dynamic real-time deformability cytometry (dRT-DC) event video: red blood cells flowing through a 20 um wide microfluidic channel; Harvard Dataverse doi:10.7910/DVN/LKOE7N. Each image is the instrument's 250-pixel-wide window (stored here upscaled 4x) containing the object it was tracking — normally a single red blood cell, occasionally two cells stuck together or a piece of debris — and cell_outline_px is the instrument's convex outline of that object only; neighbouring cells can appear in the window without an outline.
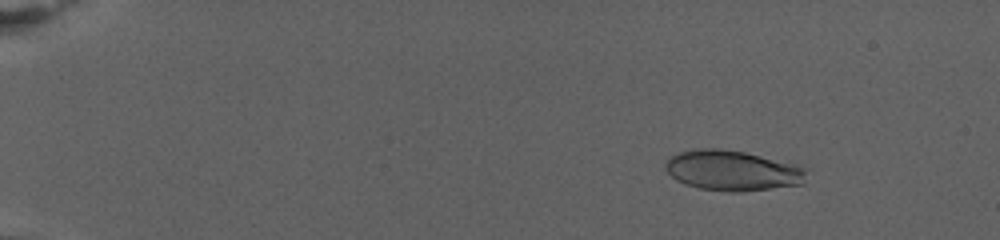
{"species": "human", "species_latin": "Homo sapiens", "temperature_condition": "warm", "stored_images_in_passage": 15, "camera_frame_rate_fps": 3000, "um_per_image_px": 0.085, "donor": {"sex": "female"}, "frame": {"image": 1, "passage_image": 3, "time_ms": 2.333, "image_size_px": [1000, 240], "cell_outline_px": [[808, 168], [804, 184], [740, 192], [728, 192], [700, 188], [684, 184], [676, 180], [664, 168], [664, 164], [672, 156], [680, 152], [696, 148], [716, 148], [744, 152], [796, 164]], "centroid_in_image_um": [62.28, 14.5], "position_along_channel_um": 22.7, "area_um2": 33.23}}
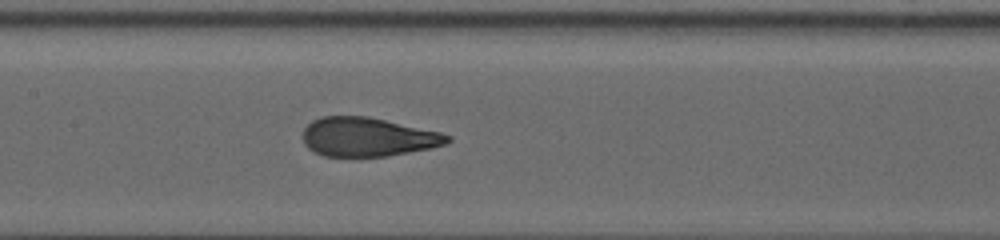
{"frame": {"image": 2, "passage_image": 12, "time_ms": 12.667, "image_size_px": [1000, 240], "cell_outline_px": [[452, 140], [448, 144], [432, 148], [388, 156], [324, 156], [308, 148], [304, 144], [304, 128], [312, 120], [320, 116], [368, 116], [440, 132], [452, 136]], "centroid_in_image_um": [31.29, 11.64], "position_along_channel_um": 176.1, "area_um2": 32.89}}
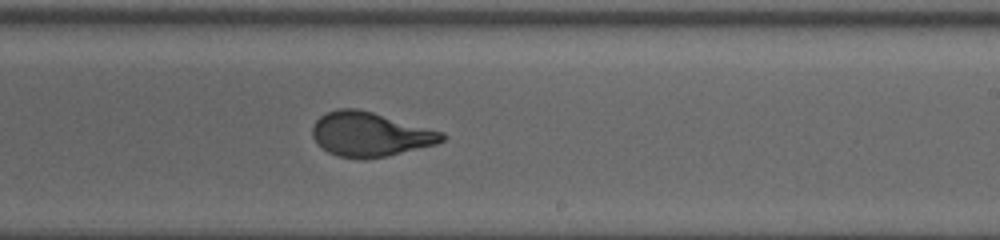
{"frame": {"image": 3, "passage_image": 15, "time_ms": 15.667, "image_size_px": [1000, 240], "cell_outline_px": [[448, 136], [444, 140], [436, 144], [388, 156], [336, 156], [328, 152], [312, 136], [312, 128], [316, 120], [320, 116], [336, 108], [356, 108], [372, 112], [444, 132]], "centroid_in_image_um": [31.49, 11.38], "position_along_channel_um": 257.5, "area_um2": 32.77}}